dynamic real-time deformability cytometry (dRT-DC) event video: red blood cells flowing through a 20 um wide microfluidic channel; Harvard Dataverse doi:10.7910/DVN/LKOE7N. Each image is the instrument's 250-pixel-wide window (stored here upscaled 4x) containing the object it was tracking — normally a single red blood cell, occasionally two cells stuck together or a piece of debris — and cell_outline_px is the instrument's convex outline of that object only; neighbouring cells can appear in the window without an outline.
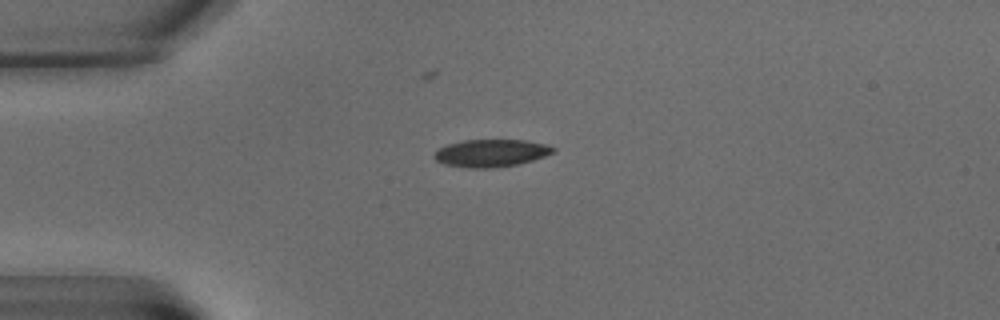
{"species": "common noctule bat (a hibernating species)", "species_latin": "Nyctalus noctula", "temperature_condition": "warm", "stored_images_in_passage": 4, "camera_frame_rate_fps": 3000, "um_per_image_px": 0.085, "animal": {"sex": "male", "body_mass_g": 15.6}, "frame": {"image": 1, "passage_image": 3, "time_ms": 2.667, "image_size_px": [1000, 320], "cell_outline_px": [[556, 152], [532, 160], [516, 164], [492, 168], [468, 168], [444, 164], [436, 160], [432, 156], [440, 148], [448, 144], [464, 140], [524, 140], [548, 144], [556, 148]], "centroid_in_image_um": [41.76, 13.01], "position_along_channel_um": 43.2, "area_um2": 19.02}}